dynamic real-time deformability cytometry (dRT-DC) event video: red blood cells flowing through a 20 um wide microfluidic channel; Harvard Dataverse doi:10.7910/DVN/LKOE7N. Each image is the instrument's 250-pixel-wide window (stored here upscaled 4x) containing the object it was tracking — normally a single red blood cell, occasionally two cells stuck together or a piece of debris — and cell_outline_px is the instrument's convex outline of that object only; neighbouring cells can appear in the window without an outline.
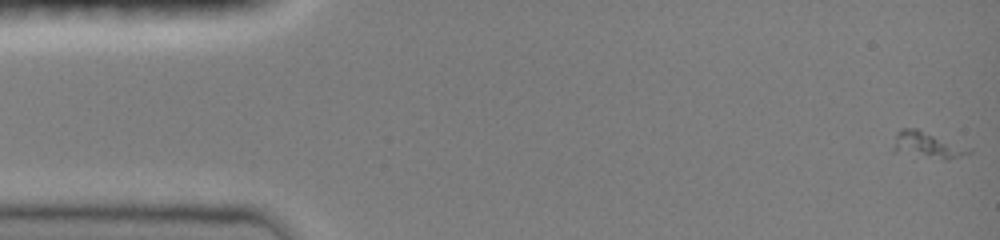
{"species": "common noctule bat (a hibernating species)", "species_latin": "Nyctalus noctula", "temperature_condition": "room temperature", "stored_images_in_passage": 48, "camera_frame_rate_fps": 3000, "um_per_image_px": 0.085, "animal": {"sex": "female", "body_mass_g": 19.0, "forearm_length_mm": 51.5}, "frame": {"image": 1, "passage_image": 1, "time_ms": 0.0, "image_size_px": [1000, 240], "cell_outline_px": [[972, 152], [948, 160], [940, 160], [892, 152], [892, 148], [896, 132], [900, 128], [916, 128], [972, 148]], "centroid_in_image_um": [78.79, 12.34], "position_along_channel_um": 6.2, "area_um2": 11.96}}